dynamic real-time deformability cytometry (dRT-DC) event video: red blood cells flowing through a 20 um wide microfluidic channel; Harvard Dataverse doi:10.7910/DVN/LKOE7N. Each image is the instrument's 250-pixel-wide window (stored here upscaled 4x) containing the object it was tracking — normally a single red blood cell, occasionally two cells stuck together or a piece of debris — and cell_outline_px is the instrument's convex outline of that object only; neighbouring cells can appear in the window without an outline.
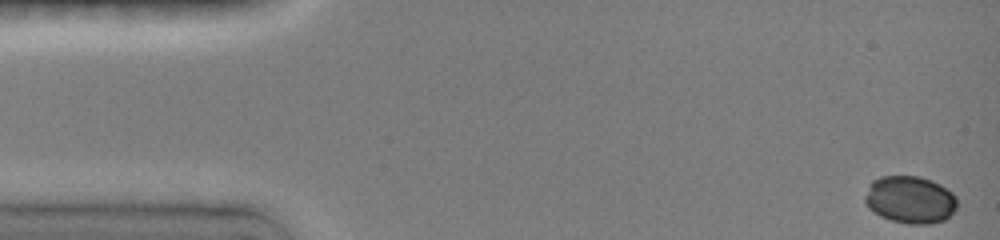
{"species": "common noctule bat (a hibernating species)", "species_latin": "Nyctalus noctula", "temperature_condition": "room temperature", "stored_images_in_passage": 44, "camera_frame_rate_fps": 3000, "um_per_image_px": 0.085, "animal": {"sex": "female", "body_mass_g": 19.0, "forearm_length_mm": 51.5}, "frame": {"image": 1, "passage_image": 1, "time_ms": 0.0, "image_size_px": [1000, 240], "cell_outline_px": [[956, 208], [944, 220], [928, 224], [908, 224], [892, 220], [880, 216], [868, 208], [864, 200], [864, 196], [872, 180], [880, 176], [920, 176], [932, 180], [940, 184], [952, 192], [956, 196]], "centroid_in_image_um": [77.34, 16.96], "position_along_channel_um": 7.7, "area_um2": 25.55}}
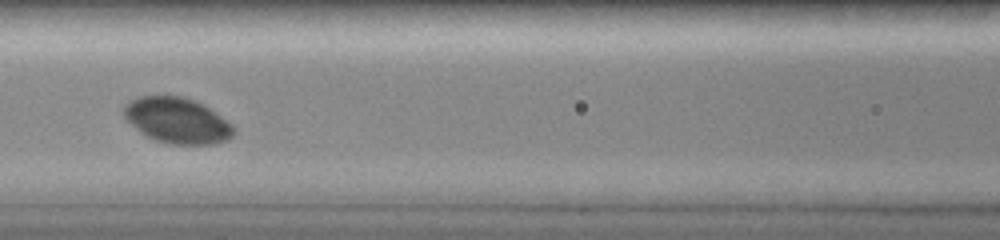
{"frame": {"image": 2, "passage_image": 21, "time_ms": 6.667, "image_size_px": [1000, 240], "cell_outline_px": [[236, 132], [228, 140], [216, 144], [172, 144], [156, 140], [140, 132], [124, 120], [124, 104], [140, 96], [180, 96], [204, 104], [232, 124], [236, 128]], "centroid_in_image_um": [15.08, 10.25], "position_along_channel_um": 151.5, "area_um2": 29.3}}
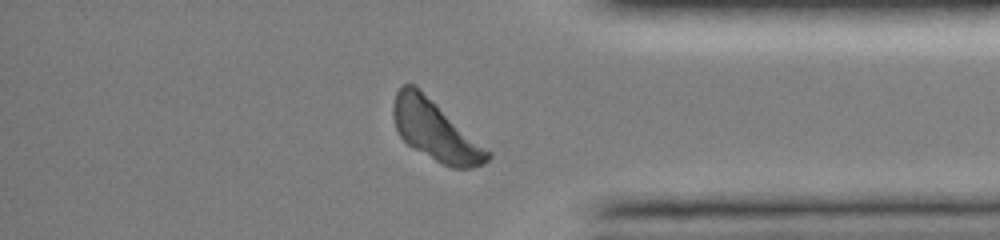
{"frame": {"image": 3, "passage_image": 40, "time_ms": 13.0, "image_size_px": [1000, 240], "cell_outline_px": [[492, 156], [484, 164], [472, 168], [452, 168], [436, 160], [408, 144], [400, 136], [396, 128], [392, 116], [392, 104], [396, 92], [404, 84], [416, 84], [492, 152]], "centroid_in_image_um": [37.02, 11.07], "position_along_channel_um": 398.2, "area_um2": 33.06}}